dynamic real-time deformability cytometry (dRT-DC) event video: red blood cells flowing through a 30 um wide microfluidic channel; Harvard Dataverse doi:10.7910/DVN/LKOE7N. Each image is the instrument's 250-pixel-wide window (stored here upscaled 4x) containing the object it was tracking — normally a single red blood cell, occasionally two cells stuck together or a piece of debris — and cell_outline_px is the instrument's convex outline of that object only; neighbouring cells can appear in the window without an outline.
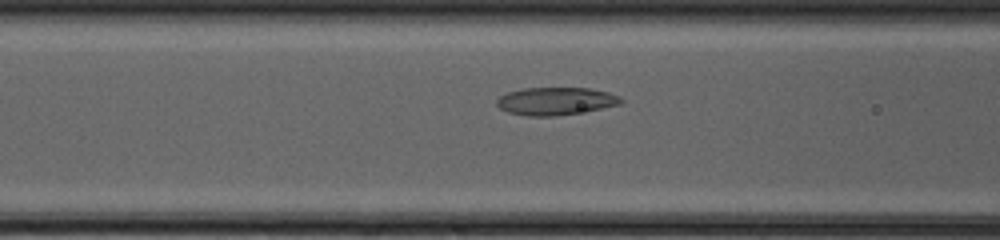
{"species": "common noctule bat (a hibernating species)", "species_latin": "Nyctalus noctula", "temperature_condition": "cold", "stored_images_in_passage": 32, "camera_frame_rate_fps": 3000, "um_per_image_px": 0.085, "animal": {"sex": "female", "body_mass_g": 20.0, "forearm_length_mm": 54.0}, "frame": {"image": 1, "passage_image": 4, "time_ms": 1.0, "image_size_px": [1000, 240], "cell_outline_px": [[624, 100], [620, 104], [600, 108], [556, 116], [528, 116], [508, 112], [500, 108], [496, 104], [496, 100], [500, 96], [508, 92], [524, 88], [592, 88], [608, 92], [620, 96]], "centroid_in_image_um": [47.23, 8.59], "position_along_channel_um": 119.4, "area_um2": 19.94}}
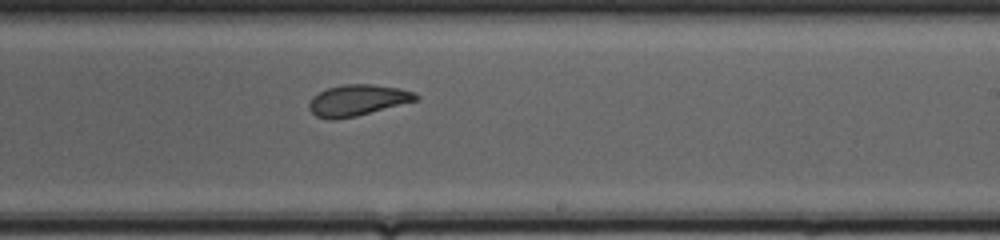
{"frame": {"image": 2, "passage_image": 14, "time_ms": 4.333, "image_size_px": [1000, 240], "cell_outline_px": [[420, 100], [356, 116], [336, 120], [328, 120], [316, 116], [308, 108], [308, 104], [312, 96], [328, 88], [344, 84], [372, 84], [400, 88], [412, 92], [420, 96]], "centroid_in_image_um": [30.39, 8.53], "position_along_channel_um": 258.6, "area_um2": 19.54}}
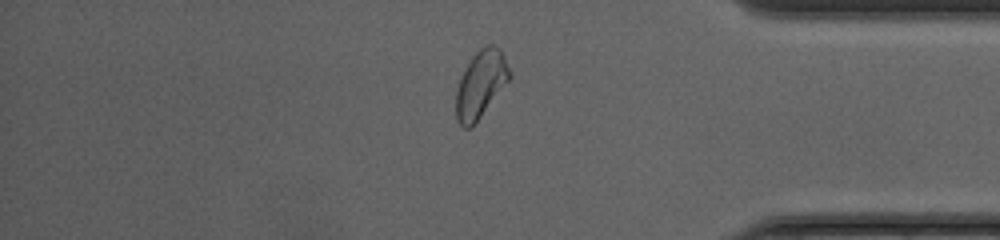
{"frame": {"image": 3, "passage_image": 25, "time_ms": 8.0, "image_size_px": [1000, 240], "cell_outline_px": [[512, 76], [472, 128], [464, 128], [456, 120], [456, 88], [460, 76], [472, 56], [480, 48], [488, 44], [492, 44], [500, 48], [512, 72]], "centroid_in_image_um": [40.86, 7.15], "position_along_channel_um": 394.3, "area_um2": 21.15}, "authors_computed_cell_mechanics": {"area_um2": 19.7098, "velocity_mm_per_s": 4.1916, "shape_relaxation_time_tau1_ms": 5.6193, "shape_relaxation_time_tau2_ms": 1.3293, "deformation_change_tau1": 0.147, "deformation_change_tau2": 0.0643}}